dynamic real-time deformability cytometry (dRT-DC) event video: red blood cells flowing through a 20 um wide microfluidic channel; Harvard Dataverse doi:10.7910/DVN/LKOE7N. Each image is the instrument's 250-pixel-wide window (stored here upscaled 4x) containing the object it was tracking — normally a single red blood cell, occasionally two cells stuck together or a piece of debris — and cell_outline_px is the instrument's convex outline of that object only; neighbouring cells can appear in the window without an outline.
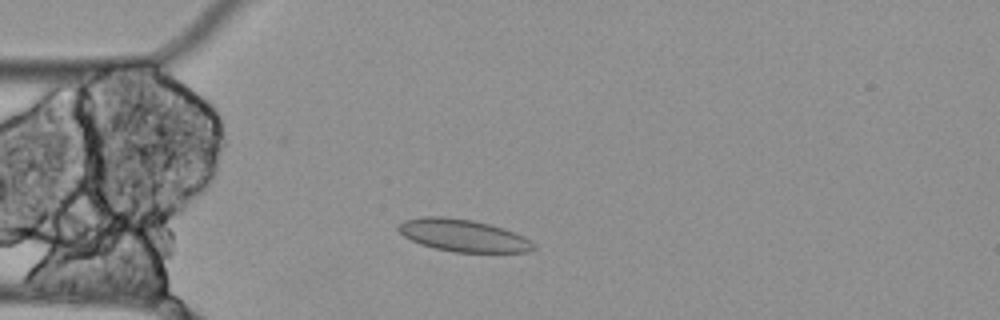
{"species": "Egyptian fruit bat (a non-hibernating species)", "species_latin": "Rousettus aegyptiacus", "temperature_condition": "cold", "stored_images_in_passage": 3, "camera_frame_rate_fps": 3000, "um_per_image_px": 0.085, "animal": {"sex": "female"}, "frame": {"image": 1, "passage_image": 3, "time_ms": 0.667, "image_size_px": [1000, 320], "cell_outline_px": [[536, 248], [528, 252], [456, 252], [436, 248], [420, 244], [404, 236], [396, 228], [404, 220], [424, 216], [444, 216], [472, 220], [504, 228], [524, 236], [536, 244]], "centroid_in_image_um": [39.39, 20.01], "position_along_channel_um": 45.6, "area_um2": 25.37}}